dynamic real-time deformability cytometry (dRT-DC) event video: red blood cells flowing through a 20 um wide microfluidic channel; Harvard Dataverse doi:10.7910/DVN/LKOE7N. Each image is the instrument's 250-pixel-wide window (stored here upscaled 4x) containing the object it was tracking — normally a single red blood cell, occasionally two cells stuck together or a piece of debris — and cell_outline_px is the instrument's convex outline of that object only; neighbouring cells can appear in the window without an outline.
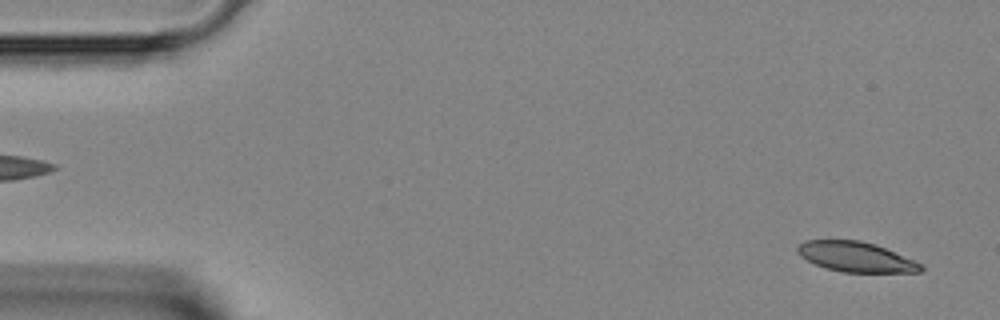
{"species": "Egyptian fruit bat (a non-hibernating species)", "species_latin": "Rousettus aegyptiacus", "temperature_condition": "room temperature", "stored_images_in_passage": 44, "camera_frame_rate_fps": 3000, "um_per_image_px": 0.085, "animal": {"sex": "female"}, "frame": {"image": 1, "passage_image": 2, "time_ms": 0.333, "image_size_px": [1000, 320], "cell_outline_px": [[924, 268], [920, 272], [840, 272], [816, 264], [800, 256], [796, 252], [796, 248], [804, 240], [860, 240], [876, 244], [924, 264]], "centroid_in_image_um": [72.77, 21.83], "position_along_channel_um": 12.2, "area_um2": 21.62}}
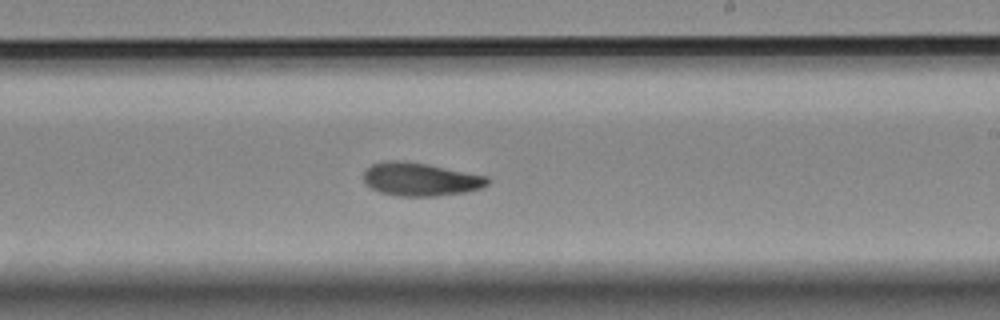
{"frame": {"image": 2, "passage_image": 26, "time_ms": 8.333, "image_size_px": [1000, 320], "cell_outline_px": [[492, 180], [488, 184], [480, 188], [468, 192], [436, 196], [396, 196], [380, 192], [364, 184], [364, 172], [372, 164], [388, 160], [400, 160], [424, 164], [488, 176]], "centroid_in_image_um": [35.74, 15.25], "position_along_channel_um": 253.3, "area_um2": 23.99}}
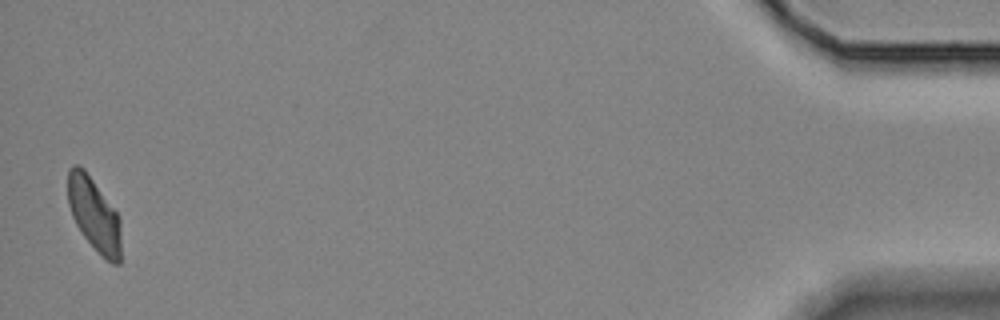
{"frame": {"image": 3, "passage_image": 44, "time_ms": 14.333, "image_size_px": [1000, 320], "cell_outline_px": [[120, 264], [112, 264], [84, 236], [76, 224], [72, 216], [68, 204], [68, 168], [72, 164], [76, 164], [84, 168], [116, 212], [120, 220]], "centroid_in_image_um": [7.98, 18.18], "position_along_channel_um": 427.2, "area_um2": 22.25}}